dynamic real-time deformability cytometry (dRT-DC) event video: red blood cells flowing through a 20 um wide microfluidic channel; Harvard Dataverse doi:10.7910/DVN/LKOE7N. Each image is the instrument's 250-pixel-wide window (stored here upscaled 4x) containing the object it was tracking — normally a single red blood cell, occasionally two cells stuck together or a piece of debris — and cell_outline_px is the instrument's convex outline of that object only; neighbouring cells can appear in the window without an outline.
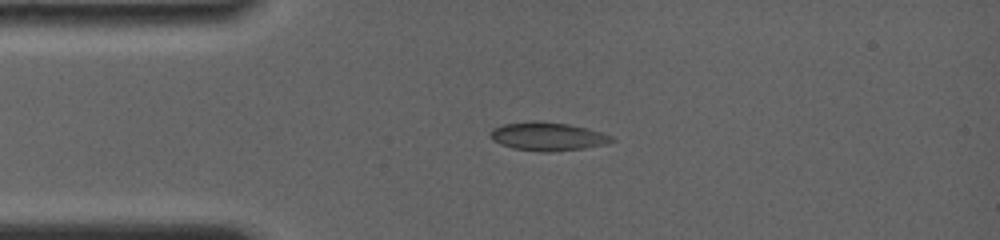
{"species": "common noctule bat (a hibernating species)", "species_latin": "Nyctalus noctula", "temperature_condition": "room temperature", "stored_images_in_passage": 42, "camera_frame_rate_fps": 4000, "um_per_image_px": 0.085, "animal": {"sex": "female", "body_mass_g": 19.0, "forearm_length_mm": 56.7}, "frame": {"image": 1, "passage_image": 6, "time_ms": 3.25, "image_size_px": [1000, 240], "cell_outline_px": [[616, 140], [608, 144], [584, 148], [552, 152], [540, 152], [512, 148], [500, 144], [492, 140], [488, 136], [492, 128], [504, 124], [568, 124], [588, 128], [612, 136]], "centroid_in_image_um": [46.59, 11.66], "position_along_channel_um": 38.4, "area_um2": 19.42}}
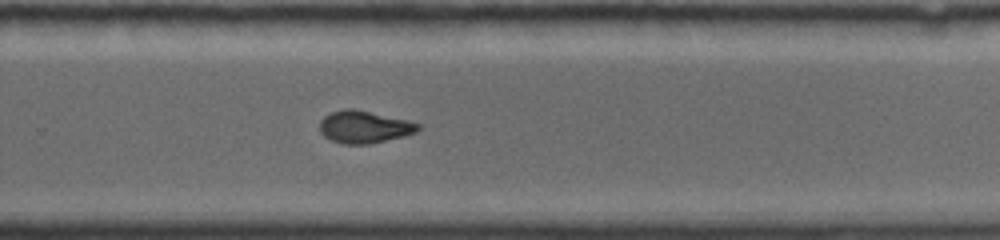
{"frame": {"image": 2, "passage_image": 22, "time_ms": 10.5, "image_size_px": [1000, 240], "cell_outline_px": [[420, 128], [416, 132], [404, 136], [368, 144], [344, 144], [332, 140], [324, 136], [320, 132], [320, 120], [324, 116], [332, 112], [348, 108], [352, 108], [404, 120], [420, 124]], "centroid_in_image_um": [30.92, 10.8], "position_along_channel_um": 298.9, "area_um2": 18.15}}
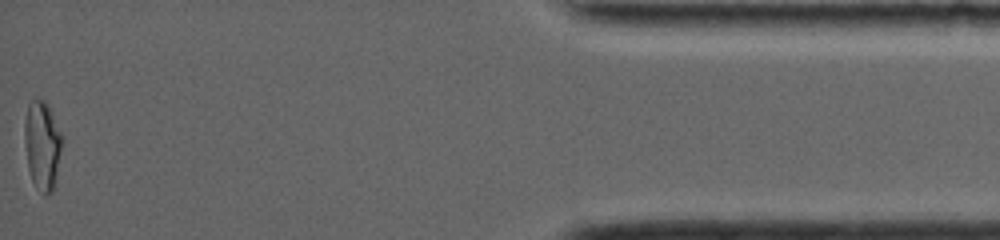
{"frame": {"image": 3, "passage_image": 42, "time_ms": 15.75, "image_size_px": [1000, 240], "cell_outline_px": [[60, 148], [52, 192], [44, 196], [36, 188], [32, 180], [28, 168], [24, 136], [24, 124], [28, 104], [32, 100], [40, 100], [48, 108], [60, 132]], "centroid_in_image_um": [3.53, 12.39], "position_along_channel_um": 431.7, "area_um2": 18.44}, "authors_computed_cell_mechanics": {"area_um2": 18.2648, "velocity_mm_per_s": 3.8979, "shape_relaxation_time_tau1_ms": null, "shape_relaxation_time_tau2_ms": 1.2636, "deformation_change_tau1": null, "deformation_change_tau2": 0.0416}}